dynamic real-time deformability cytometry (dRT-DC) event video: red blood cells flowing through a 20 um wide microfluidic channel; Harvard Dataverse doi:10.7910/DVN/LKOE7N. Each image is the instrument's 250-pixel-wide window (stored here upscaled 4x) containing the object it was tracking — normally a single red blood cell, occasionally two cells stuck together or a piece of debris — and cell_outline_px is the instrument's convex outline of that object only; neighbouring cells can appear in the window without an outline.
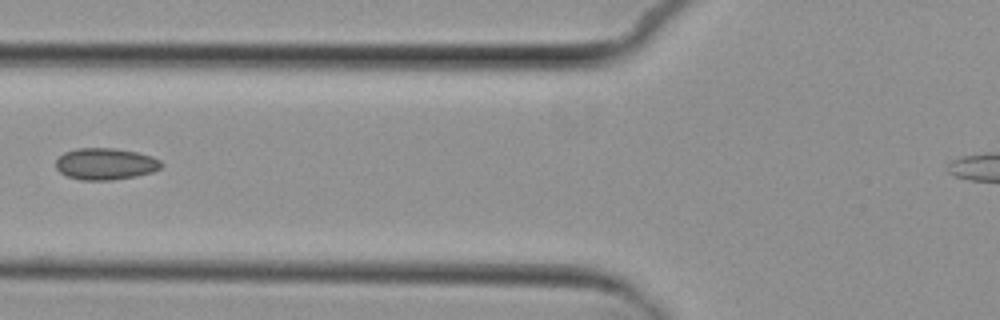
{"species": "common noctule bat (a hibernating species)", "species_latin": "Nyctalus noctula", "temperature_condition": "cold", "stored_images_in_passage": 4, "camera_frame_rate_fps": 3000, "um_per_image_px": 0.085, "animal": {"sex": "female", "body_mass_g": 29.2, "forearm_length_mm": 56.3}, "frame": {"image": 1, "passage_image": 3, "time_ms": 3.333, "image_size_px": [1000, 320], "cell_outline_px": [[164, 164], [160, 168], [152, 172], [136, 176], [112, 180], [80, 180], [68, 176], [60, 172], [56, 168], [56, 160], [64, 152], [76, 148], [116, 148], [136, 152], [152, 156], [160, 160]], "centroid_in_image_um": [8.97, 13.93], "position_along_channel_um": 116.8, "area_um2": 19.54}}
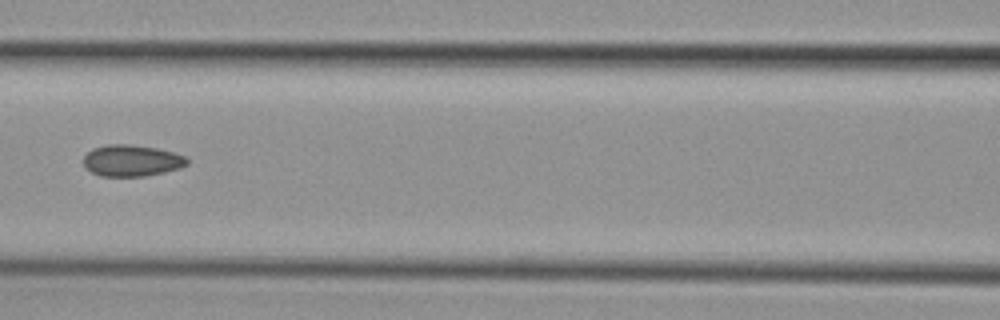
{"frame": {"image": 2, "passage_image": 4, "time_ms": 4.333, "image_size_px": [1000, 320], "cell_outline_px": [[188, 164], [180, 168], [164, 172], [144, 176], [100, 176], [84, 168], [84, 156], [92, 148], [108, 144], [132, 144], [156, 148], [188, 156]], "centroid_in_image_um": [11.19, 13.64], "position_along_channel_um": 155.4, "area_um2": 19.13}}